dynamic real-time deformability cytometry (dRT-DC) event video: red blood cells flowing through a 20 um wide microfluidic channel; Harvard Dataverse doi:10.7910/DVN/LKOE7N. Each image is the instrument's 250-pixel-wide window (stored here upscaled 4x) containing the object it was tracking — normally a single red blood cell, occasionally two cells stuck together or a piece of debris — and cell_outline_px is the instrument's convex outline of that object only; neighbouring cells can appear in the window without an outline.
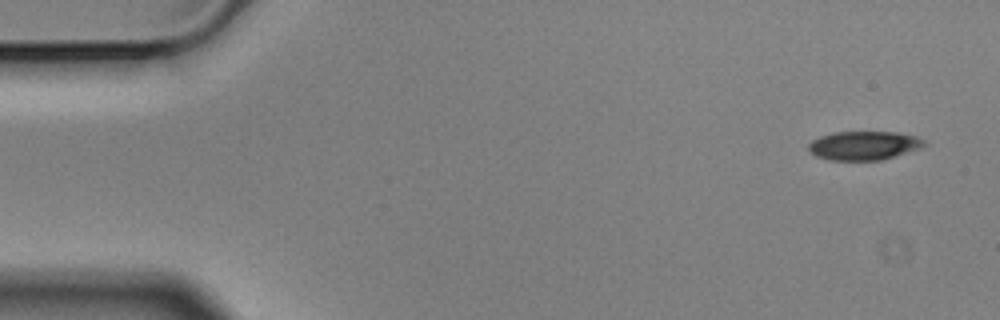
{"species": "Egyptian fruit bat (a non-hibernating species)", "species_latin": "Rousettus aegyptiacus", "temperature_condition": "cold", "stored_images_in_passage": 6, "camera_frame_rate_fps": 3000, "um_per_image_px": 0.085, "animal": {"sex": "male"}, "frame": {"image": 1, "passage_image": 1, "time_ms": 0.0, "image_size_px": [1000, 320], "cell_outline_px": [[928, 144], [920, 148], [880, 160], [828, 160], [816, 156], [808, 152], [808, 144], [812, 140], [820, 136], [836, 132], [896, 132], [916, 136], [924, 140]], "centroid_in_image_um": [73.4, 12.37], "position_along_channel_um": 11.6, "area_um2": 19.42}}
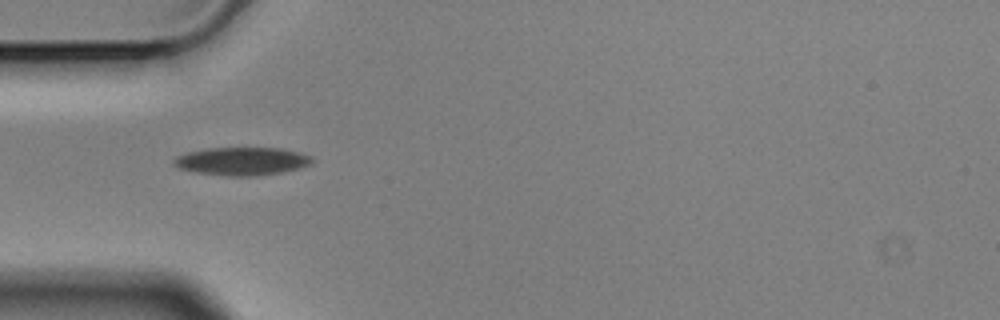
{"frame": {"image": 2, "passage_image": 5, "time_ms": 1.333, "image_size_px": [1000, 320], "cell_outline_px": [[312, 164], [300, 168], [280, 172], [256, 176], [228, 176], [196, 172], [180, 168], [172, 164], [172, 160], [176, 156], [188, 152], [208, 148], [280, 148], [300, 152], [312, 156]], "centroid_in_image_um": [20.57, 13.7], "position_along_channel_um": 64.4, "area_um2": 22.6}}
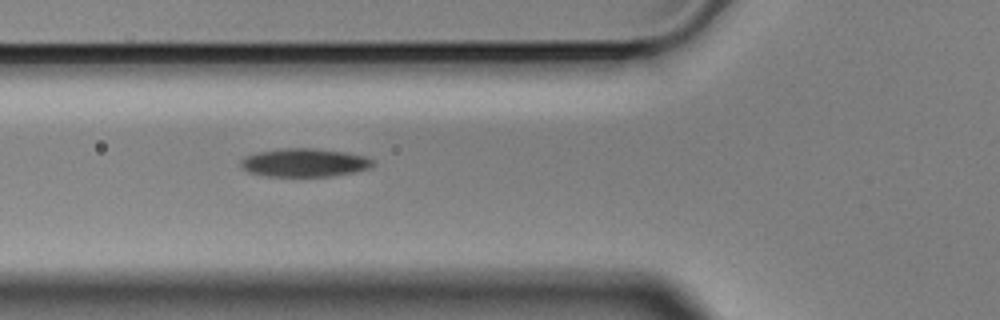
{"frame": {"image": 3, "passage_image": 6, "time_ms": 1.667, "image_size_px": [1000, 320], "cell_outline_px": [[376, 160], [368, 168], [352, 172], [332, 176], [264, 176], [248, 172], [240, 168], [240, 160], [244, 156], [260, 152], [284, 148], [312, 148], [348, 152], [368, 156]], "centroid_in_image_um": [25.87, 13.82], "position_along_channel_um": 99.9, "area_um2": 21.96}}